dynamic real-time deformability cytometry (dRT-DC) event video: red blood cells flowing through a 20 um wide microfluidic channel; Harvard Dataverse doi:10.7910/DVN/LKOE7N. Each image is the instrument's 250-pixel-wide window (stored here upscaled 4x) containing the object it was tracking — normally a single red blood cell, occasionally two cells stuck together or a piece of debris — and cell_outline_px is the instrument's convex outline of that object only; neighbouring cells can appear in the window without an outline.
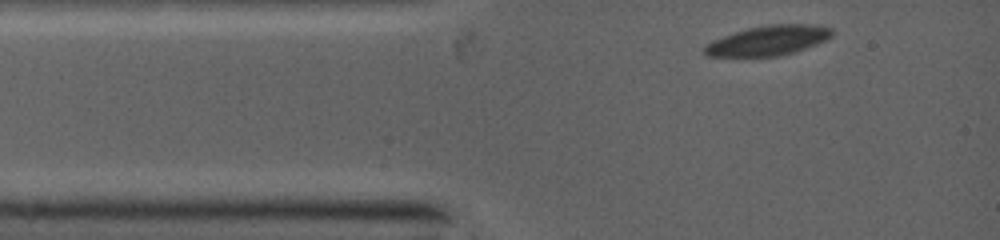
{"species": "common noctule bat (a hibernating species)", "species_latin": "Nyctalus noctula", "temperature_condition": "warm", "stored_images_in_passage": 3, "camera_frame_rate_fps": 5000, "um_per_image_px": 0.085, "animal": {"sex": "female", "body_mass_g": 19.0, "forearm_length_mm": 53.3}, "frame": {"image": 1, "passage_image": 1, "time_ms": 0.0, "image_size_px": [1000, 240], "cell_outline_px": [[832, 36], [824, 40], [804, 48], [792, 52], [776, 56], [708, 56], [704, 52], [704, 48], [708, 44], [716, 40], [736, 32], [748, 28], [768, 24], [800, 24], [832, 28]], "centroid_in_image_um": [65.3, 3.44], "position_along_channel_um": 19.7, "area_um2": 21.33}}
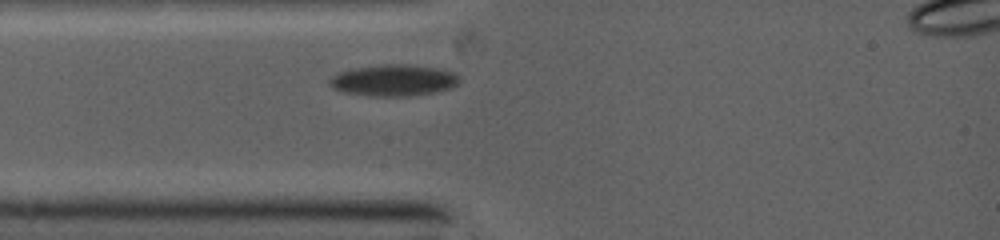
{"frame": {"image": 2, "passage_image": 3, "time_ms": 1.4, "image_size_px": [1000, 240], "cell_outline_px": [[460, 80], [456, 84], [448, 88], [432, 92], [408, 96], [388, 96], [348, 92], [336, 88], [328, 84], [328, 80], [332, 76], [340, 72], [352, 68], [384, 64], [412, 64], [436, 68], [452, 72]], "centroid_in_image_um": [33.45, 6.8], "position_along_channel_um": 51.6, "area_um2": 23.12}}